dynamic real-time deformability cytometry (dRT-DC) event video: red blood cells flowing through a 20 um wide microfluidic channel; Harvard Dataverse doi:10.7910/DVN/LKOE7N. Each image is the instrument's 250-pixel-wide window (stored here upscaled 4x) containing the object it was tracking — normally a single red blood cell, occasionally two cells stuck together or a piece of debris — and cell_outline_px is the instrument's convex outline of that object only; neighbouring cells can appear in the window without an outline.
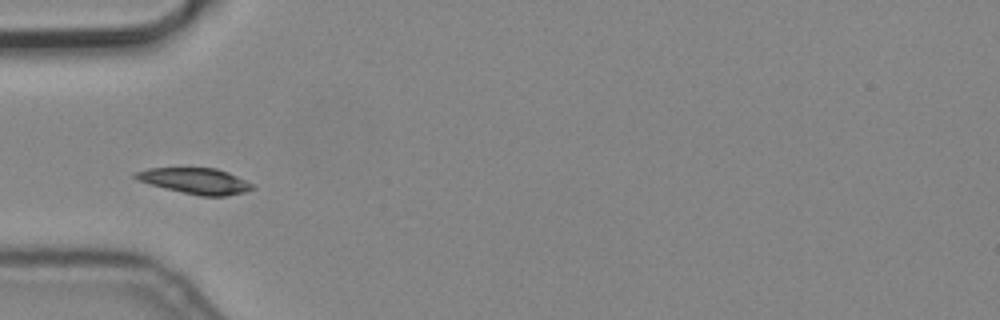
{"species": "common noctule bat (a hibernating species)", "species_latin": "Nyctalus noctula", "temperature_condition": "cold", "stored_images_in_passage": 4, "camera_frame_rate_fps": 3000, "um_per_image_px": 0.085, "animal": {"sex": "male", "body_mass_g": 19.2, "forearm_length_mm": 51.8}, "frame": {"image": 1, "passage_image": 3, "time_ms": 0.667, "image_size_px": [1000, 320], "cell_outline_px": [[256, 188], [244, 192], [224, 196], [200, 196], [136, 180], [132, 176], [136, 172], [148, 168], [216, 168], [228, 172], [252, 184]], "centroid_in_image_um": [16.61, 15.37], "position_along_channel_um": 68.4, "area_um2": 17.28}}
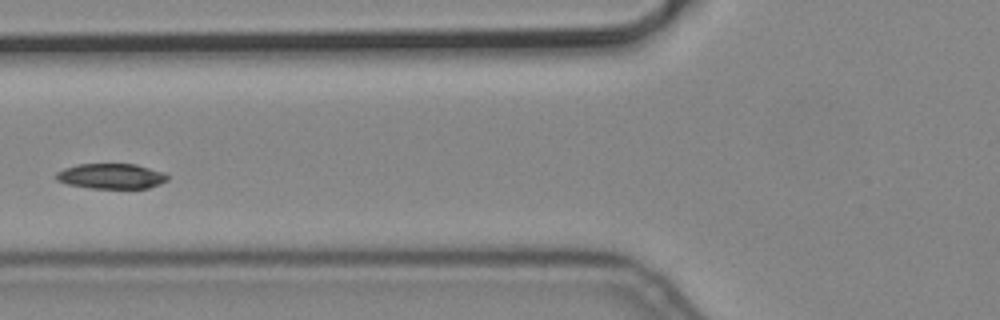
{"frame": {"image": 2, "passage_image": 4, "time_ms": 1.0, "image_size_px": [1000, 320], "cell_outline_px": [[168, 180], [160, 184], [148, 188], [92, 188], [68, 184], [56, 180], [52, 176], [56, 172], [64, 168], [76, 164], [136, 164], [164, 172], [168, 176]], "centroid_in_image_um": [9.43, 14.97], "position_along_channel_um": 116.4, "area_um2": 16.53}}